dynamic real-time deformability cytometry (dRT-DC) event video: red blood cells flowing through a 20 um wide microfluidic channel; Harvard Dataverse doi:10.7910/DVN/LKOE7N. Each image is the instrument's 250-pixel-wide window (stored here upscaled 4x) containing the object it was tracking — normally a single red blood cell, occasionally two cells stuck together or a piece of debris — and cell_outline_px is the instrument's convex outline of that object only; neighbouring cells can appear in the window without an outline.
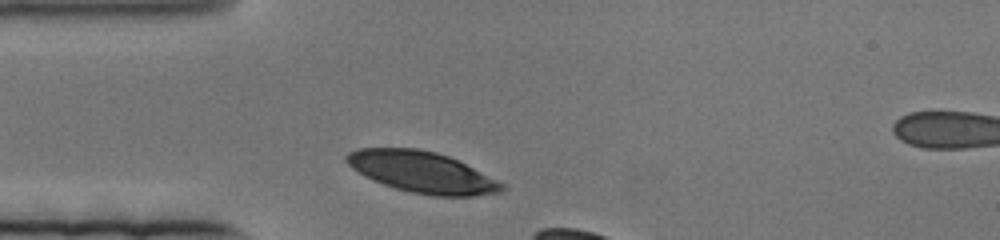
{"species": "human", "species_latin": "Homo sapiens", "temperature_condition": "cold", "stored_images_in_passage": 10, "camera_frame_rate_fps": 3000, "um_per_image_px": 0.085, "donor": {"sex": "female"}, "frame": {"image": 1, "passage_image": 4, "time_ms": 1.0, "image_size_px": [1000, 240], "cell_outline_px": [[504, 188], [500, 192], [472, 196], [436, 196], [412, 192], [396, 188], [384, 184], [364, 176], [352, 168], [344, 160], [344, 156], [348, 152], [356, 148], [416, 148], [436, 152], [448, 156], [504, 184]], "centroid_in_image_um": [35.8, 14.62], "position_along_channel_um": 49.2, "area_um2": 36.76}}
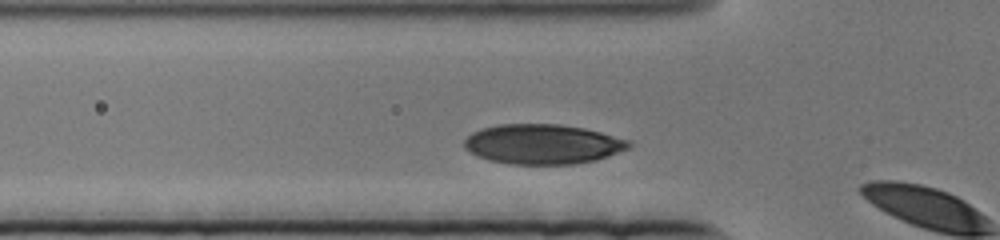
{"frame": {"image": 2, "passage_image": 9, "time_ms": 2.667, "image_size_px": [1000, 240], "cell_outline_px": [[632, 144], [628, 148], [608, 156], [596, 160], [572, 164], [512, 164], [488, 160], [476, 156], [464, 148], [464, 140], [472, 132], [480, 128], [500, 124], [560, 124], [584, 128], [600, 132], [628, 140]], "centroid_in_image_um": [46.08, 12.25], "position_along_channel_um": 79.7, "area_um2": 38.21}}